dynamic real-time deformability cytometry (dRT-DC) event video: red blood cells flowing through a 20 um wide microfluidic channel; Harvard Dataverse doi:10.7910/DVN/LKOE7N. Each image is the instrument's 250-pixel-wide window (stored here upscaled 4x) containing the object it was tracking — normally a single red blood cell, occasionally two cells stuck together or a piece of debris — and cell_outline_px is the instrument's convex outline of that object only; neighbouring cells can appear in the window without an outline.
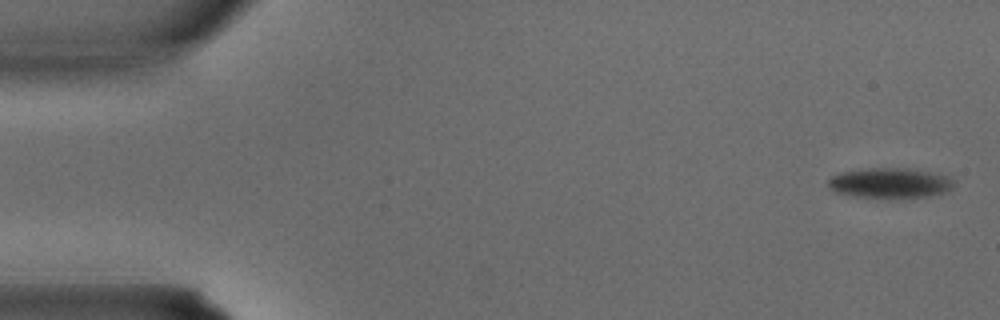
{"species": "common noctule bat (a hibernating species)", "species_latin": "Nyctalus noctula", "temperature_condition": "warm", "stored_images_in_passage": 6, "camera_frame_rate_fps": 3000, "um_per_image_px": 0.085, "animal": {"sex": "male", "body_mass_g": 15.6}, "frame": {"image": 1, "passage_image": 1, "time_ms": 0.0, "image_size_px": [1000, 320], "cell_outline_px": [[956, 184], [952, 188], [944, 192], [924, 196], [856, 196], [836, 192], [828, 188], [828, 180], [832, 176], [840, 172], [868, 168], [916, 168], [940, 172], [952, 176], [956, 180]], "centroid_in_image_um": [75.74, 15.5], "position_along_channel_um": 9.3, "area_um2": 22.14}}